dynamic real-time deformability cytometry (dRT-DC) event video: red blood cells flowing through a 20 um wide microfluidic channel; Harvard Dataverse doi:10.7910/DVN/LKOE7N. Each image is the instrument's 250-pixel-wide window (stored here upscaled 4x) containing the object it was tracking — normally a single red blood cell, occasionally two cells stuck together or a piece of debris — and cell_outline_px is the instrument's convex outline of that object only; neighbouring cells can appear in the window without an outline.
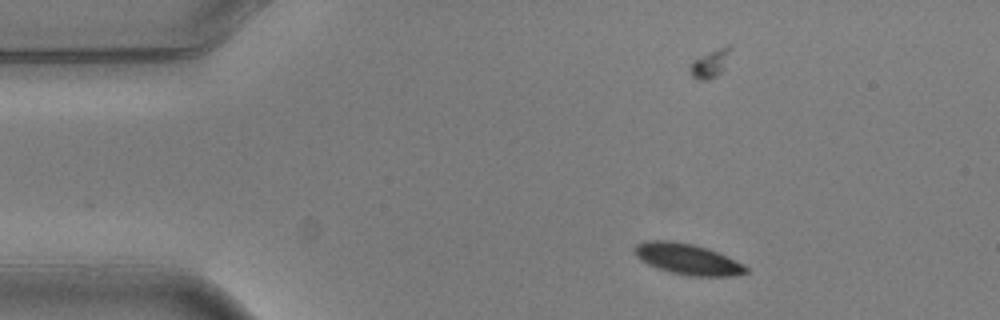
{"species": "common noctule bat (a hibernating species)", "species_latin": "Nyctalus noctula", "temperature_condition": "warm", "stored_images_in_passage": 8, "camera_frame_rate_fps": 3000, "um_per_image_px": 0.085, "animal": {"sex": "male", "body_mass_g": 20.5, "forearm_length_mm": 52.5}, "frame": {"image": 1, "passage_image": 1, "time_ms": 0.0, "image_size_px": [1000, 320], "cell_outline_px": [[748, 272], [732, 276], [688, 276], [668, 272], [656, 268], [640, 260], [636, 256], [636, 244], [648, 240], [668, 240], [692, 244], [716, 252], [744, 264], [748, 268]], "centroid_in_image_um": [58.42, 22.04], "position_along_channel_um": 26.6, "area_um2": 19.88}}
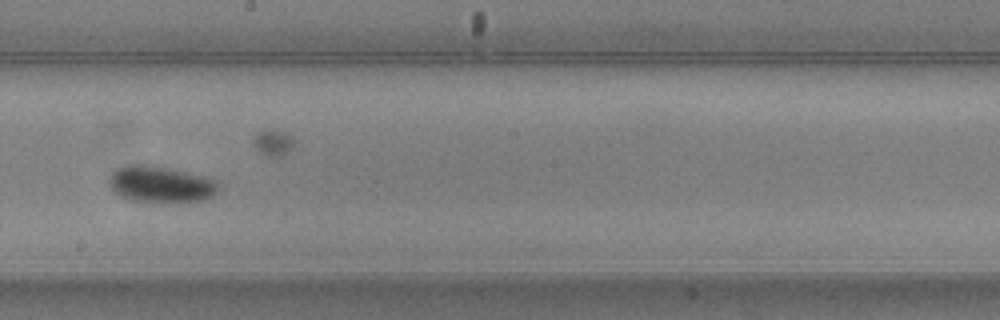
{"frame": {"image": 2, "passage_image": 7, "time_ms": 2.0, "image_size_px": [1000, 320], "cell_outline_px": [[220, 188], [212, 196], [204, 200], [168, 204], [156, 204], [132, 200], [120, 196], [108, 184], [108, 176], [116, 168], [128, 164], [144, 164], [168, 168], [204, 176], [216, 180], [220, 184]], "centroid_in_image_um": [13.66, 15.69], "position_along_channel_um": 234.5, "area_um2": 23.93}}
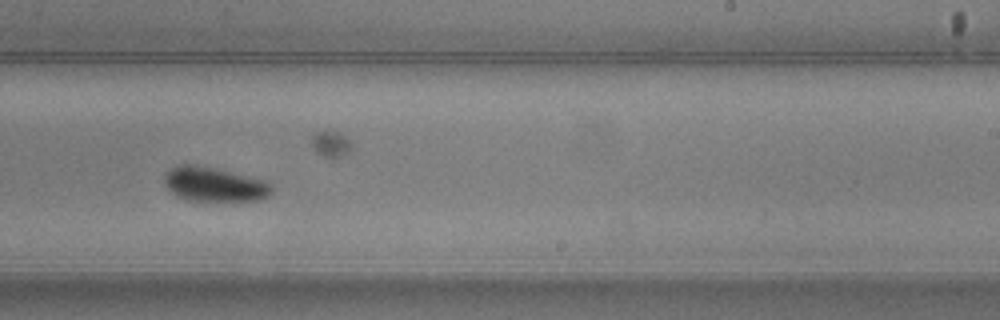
{"frame": {"image": 3, "passage_image": 8, "time_ms": 2.333, "image_size_px": [1000, 320], "cell_outline_px": [[272, 192], [268, 196], [260, 200], [184, 200], [176, 196], [164, 184], [164, 176], [176, 164], [196, 164], [264, 180], [272, 184]], "centroid_in_image_um": [18.19, 15.67], "position_along_channel_um": 270.8, "area_um2": 21.33}}